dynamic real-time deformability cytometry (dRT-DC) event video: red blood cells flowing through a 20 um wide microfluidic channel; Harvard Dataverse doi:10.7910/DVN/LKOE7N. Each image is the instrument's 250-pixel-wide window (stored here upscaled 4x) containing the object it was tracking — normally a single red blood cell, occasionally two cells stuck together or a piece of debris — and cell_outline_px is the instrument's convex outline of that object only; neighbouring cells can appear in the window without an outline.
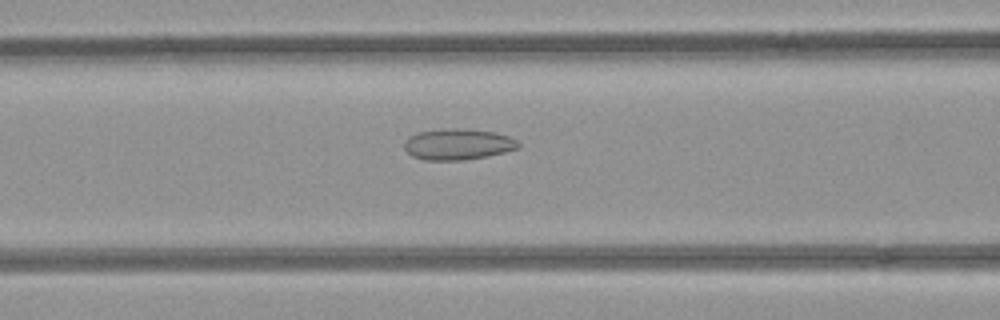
{"species": "common noctule bat (a hibernating species)", "species_latin": "Nyctalus noctula", "temperature_condition": "room temperature", "stored_images_in_passage": 53, "camera_frame_rate_fps": 3000, "um_per_image_px": 0.085, "animal": {"sex": "female", "body_mass_g": 21.9}, "frame": {"image": 1, "passage_image": 22, "time_ms": 7.0, "image_size_px": [1000, 320], "cell_outline_px": [[520, 148], [488, 156], [464, 160], [424, 160], [412, 156], [404, 148], [404, 140], [408, 136], [420, 132], [444, 128], [464, 128], [496, 132], [508, 136], [516, 140], [520, 144]], "centroid_in_image_um": [38.92, 12.26], "position_along_channel_um": 127.7, "area_um2": 20.87}}
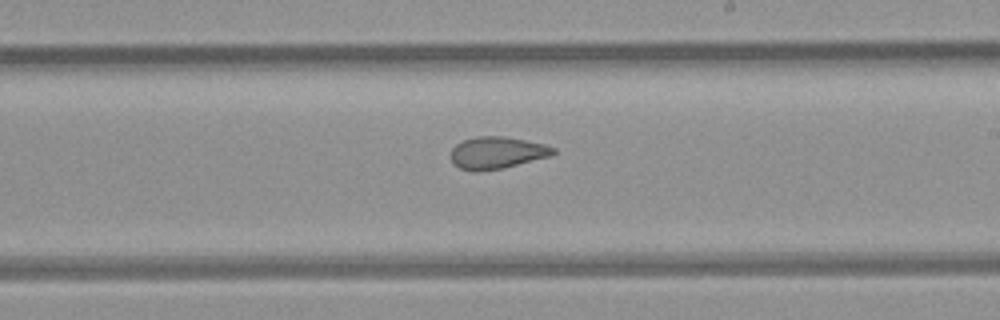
{"frame": {"image": 2, "passage_image": 31, "time_ms": 10.0, "image_size_px": [1000, 320], "cell_outline_px": [[556, 152], [552, 156], [500, 168], [476, 172], [472, 172], [460, 168], [452, 164], [452, 148], [456, 144], [464, 140], [476, 136], [504, 136], [544, 144], [556, 148]], "centroid_in_image_um": [42.24, 12.98], "position_along_channel_um": 246.8, "area_um2": 19.07}}
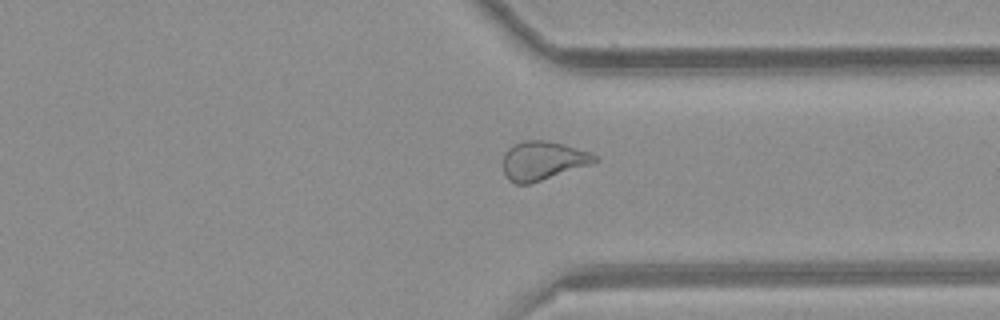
{"frame": {"image": 3, "passage_image": 40, "time_ms": 13.0, "image_size_px": [1000, 320], "cell_outline_px": [[600, 160], [528, 184], [516, 184], [508, 180], [504, 172], [504, 152], [512, 144], [524, 140], [544, 140], [564, 144], [588, 152], [596, 156]], "centroid_in_image_um": [46.08, 13.63], "position_along_channel_um": 365.3, "area_um2": 20.29}, "authors_computed_cell_mechanics": {"area_um2": 22.7732, "velocity_mm_per_s": 3.9663, "shape_relaxation_time_tau1_ms": null, "shape_relaxation_time_tau2_ms": 2.3644, "deformation_change_tau1": null, "deformation_change_tau2": 0.0991}}